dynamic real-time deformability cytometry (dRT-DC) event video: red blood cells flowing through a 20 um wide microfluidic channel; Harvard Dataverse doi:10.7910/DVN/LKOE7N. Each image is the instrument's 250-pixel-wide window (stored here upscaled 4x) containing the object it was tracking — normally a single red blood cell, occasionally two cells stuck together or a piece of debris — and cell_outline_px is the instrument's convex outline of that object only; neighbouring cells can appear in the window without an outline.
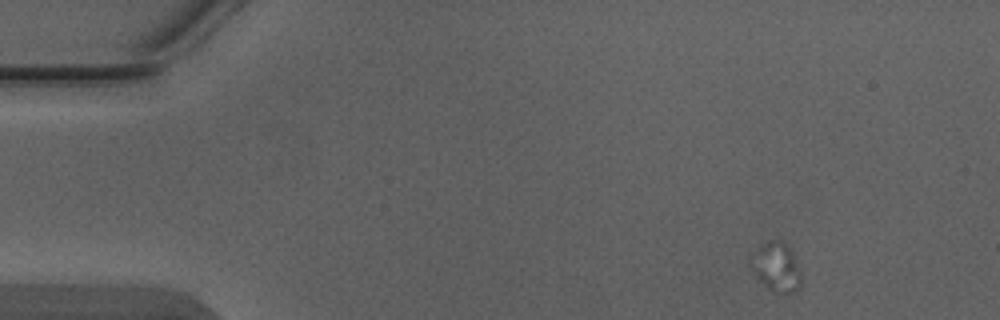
{"species": "Egyptian fruit bat (a non-hibernating species)", "species_latin": "Rousettus aegyptiacus", "temperature_condition": "warm", "stored_images_in_passage": 3, "camera_frame_rate_fps": 3000, "um_per_image_px": 0.085, "animal": {"sex": "male"}, "frame": {"image": 1, "passage_image": 1, "time_ms": 0.0, "image_size_px": [1000, 320], "cell_outline_px": [[800, 284], [796, 292], [780, 296], [772, 292], [756, 280], [752, 272], [752, 264], [760, 248], [768, 240], [776, 236], [792, 252], [800, 272]], "centroid_in_image_um": [66.02, 22.79], "position_along_channel_um": 19.0, "area_um2": 14.33}}